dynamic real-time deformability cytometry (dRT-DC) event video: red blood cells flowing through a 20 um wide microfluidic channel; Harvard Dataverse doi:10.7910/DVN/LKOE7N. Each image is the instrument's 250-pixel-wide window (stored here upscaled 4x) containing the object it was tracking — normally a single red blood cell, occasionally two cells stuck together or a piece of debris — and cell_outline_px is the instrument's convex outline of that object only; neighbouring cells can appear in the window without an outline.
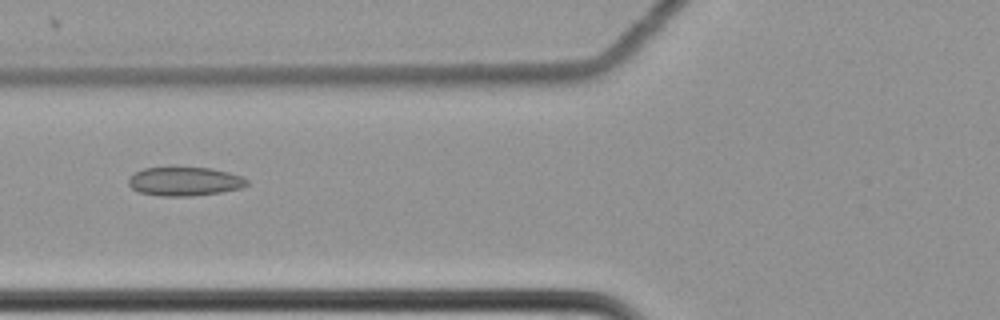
{"species": "common noctule bat (a hibernating species)", "species_latin": "Nyctalus noctula", "temperature_condition": "cold", "stored_images_in_passage": 50, "camera_frame_rate_fps": 3000, "um_per_image_px": 0.085, "animal": {"sex": "female", "body_mass_g": 22.7, "forearm_length_mm": 54.2}, "frame": {"image": 1, "passage_image": 15, "time_ms": 4.667, "image_size_px": [1000, 320], "cell_outline_px": [[248, 184], [240, 188], [220, 192], [192, 196], [160, 196], [140, 192], [132, 188], [128, 184], [128, 180], [136, 172], [144, 168], [172, 164], [212, 168], [228, 172], [240, 176], [248, 180]], "centroid_in_image_um": [15.66, 15.37], "position_along_channel_um": 110.1, "area_um2": 20.58}}
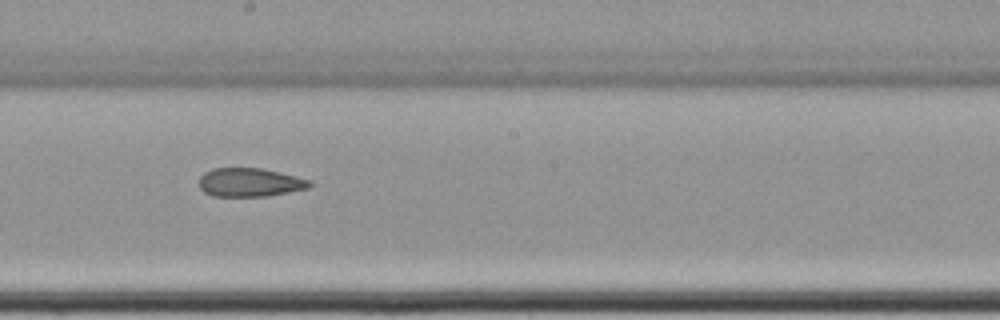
{"frame": {"image": 2, "passage_image": 25, "time_ms": 8.0, "image_size_px": [1000, 320], "cell_outline_px": [[312, 184], [308, 188], [268, 196], [212, 196], [204, 192], [200, 188], [200, 176], [204, 172], [212, 168], [260, 168], [280, 172], [312, 180]], "centroid_in_image_um": [21.24, 15.5], "position_along_channel_um": 227.0, "area_um2": 18.5}}
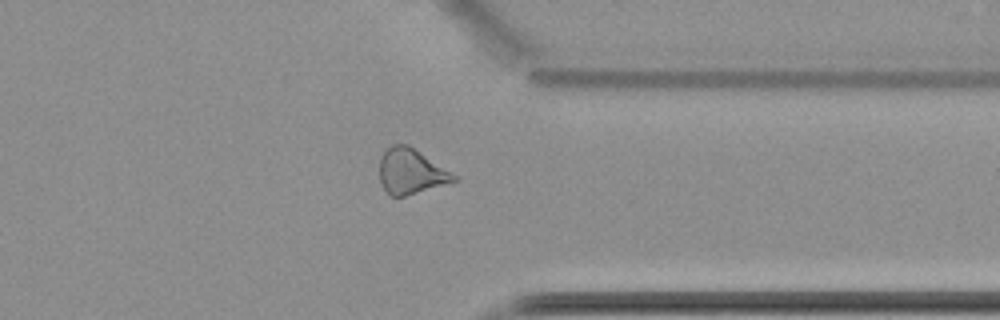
{"frame": {"image": 3, "passage_image": 38, "time_ms": 12.333, "image_size_px": [1000, 320], "cell_outline_px": [[460, 180], [404, 196], [388, 196], [380, 180], [380, 156], [392, 144], [408, 144], [460, 176]], "centroid_in_image_um": [34.97, 14.57], "position_along_channel_um": 376.4, "area_um2": 19.83}}